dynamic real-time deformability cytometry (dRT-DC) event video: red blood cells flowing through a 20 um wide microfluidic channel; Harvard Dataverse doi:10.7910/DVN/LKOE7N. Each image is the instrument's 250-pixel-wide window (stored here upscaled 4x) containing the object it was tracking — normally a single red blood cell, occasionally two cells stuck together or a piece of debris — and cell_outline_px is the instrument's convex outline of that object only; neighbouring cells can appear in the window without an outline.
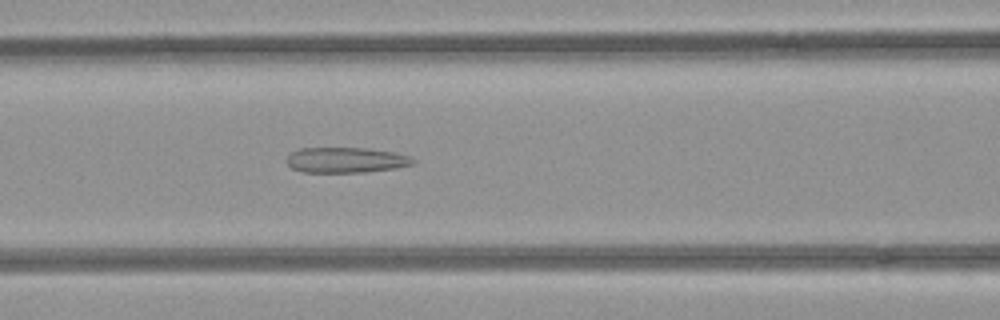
{"species": "common noctule bat (a hibernating species)", "species_latin": "Nyctalus noctula", "temperature_condition": "room temperature", "stored_images_in_passage": 38, "camera_frame_rate_fps": 3000, "um_per_image_px": 0.085, "animal": {"sex": "female", "body_mass_g": 21.9}, "frame": {"image": 1, "passage_image": 8, "time_ms": 2.333, "image_size_px": [1000, 320], "cell_outline_px": [[416, 160], [412, 164], [396, 168], [368, 172], [300, 172], [292, 168], [284, 160], [292, 152], [300, 148], [368, 148], [396, 152], [412, 156]], "centroid_in_image_um": [29.43, 13.6], "position_along_channel_um": 137.2, "area_um2": 18.96}}
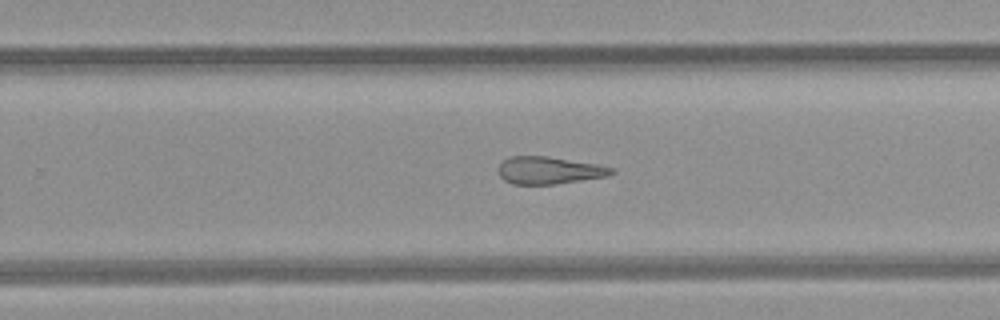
{"frame": {"image": 2, "passage_image": 19, "time_ms": 6.0, "image_size_px": [1000, 320], "cell_outline_px": [[616, 172], [608, 176], [556, 184], [512, 184], [504, 180], [500, 176], [496, 168], [508, 156], [548, 156], [596, 164], [616, 168]], "centroid_in_image_um": [46.67, 14.48], "position_along_channel_um": 283.1, "area_um2": 18.21}}
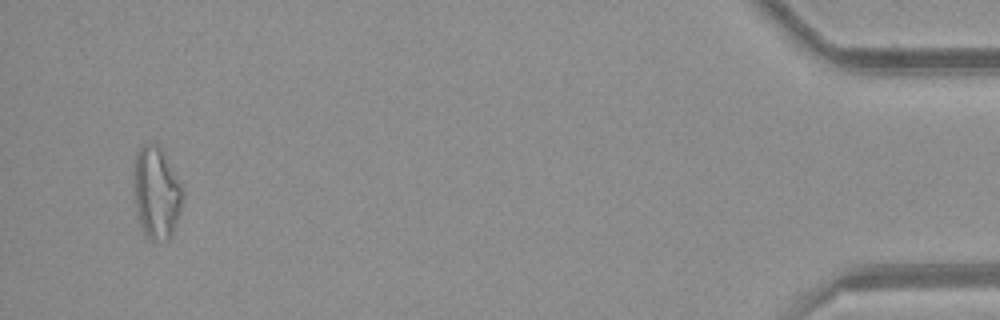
{"frame": {"image": 3, "passage_image": 36, "time_ms": 11.667, "image_size_px": [1000, 320], "cell_outline_px": [[180, 208], [176, 224], [172, 236], [168, 240], [152, 240], [140, 228], [136, 212], [132, 192], [132, 172], [136, 156], [140, 148], [144, 144], [156, 144], [160, 148], [180, 184]], "centroid_in_image_um": [13.21, 16.42], "position_along_channel_um": 422.0, "area_um2": 25.95}, "authors_computed_cell_mechanics": {"area_um2": 19.9121, "velocity_mm_per_s": 3.9888, "shape_relaxation_time_tau1_ms": null, "shape_relaxation_time_tau2_ms": 3.3225, "deformation_change_tau1": null, "deformation_change_tau2": 0.1619}}